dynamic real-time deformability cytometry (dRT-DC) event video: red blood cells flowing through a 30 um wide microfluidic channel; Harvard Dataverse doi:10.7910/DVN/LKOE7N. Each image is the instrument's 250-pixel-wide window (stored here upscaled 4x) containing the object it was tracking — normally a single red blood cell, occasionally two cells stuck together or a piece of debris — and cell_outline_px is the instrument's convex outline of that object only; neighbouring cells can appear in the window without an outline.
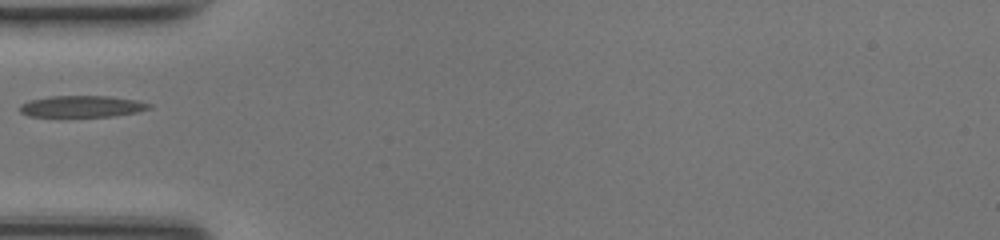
{"species": "common noctule bat (a hibernating species)", "species_latin": "Nyctalus noctula", "temperature_condition": "room temperature", "stored_images_in_passage": 31, "camera_frame_rate_fps": 3000, "um_per_image_px": 0.085, "animal": {"sex": "female", "body_mass_g": 17.0, "forearm_length_mm": 48.0}, "frame": {"image": 1, "passage_image": 1, "time_ms": 0.0, "image_size_px": [1000, 240], "cell_outline_px": [[152, 108], [136, 112], [112, 116], [28, 116], [20, 112], [20, 104], [28, 100], [48, 96], [108, 96], [136, 100], [152, 104]], "centroid_in_image_um": [6.95, 9.03], "position_along_channel_um": 78.1, "area_um2": 16.18}}
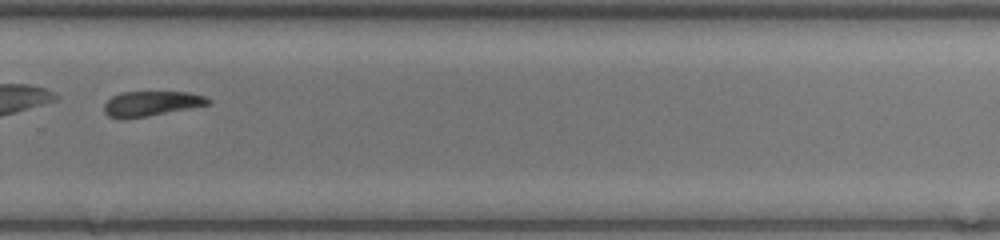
{"frame": {"image": 2, "passage_image": 18, "time_ms": 5.667, "image_size_px": [1000, 240], "cell_outline_px": [[212, 104], [148, 116], [124, 120], [120, 120], [108, 116], [104, 112], [104, 104], [112, 96], [120, 92], [188, 92], [204, 96], [212, 100]], "centroid_in_image_um": [12.84, 8.82], "position_along_channel_um": 317.0, "area_um2": 15.37}}